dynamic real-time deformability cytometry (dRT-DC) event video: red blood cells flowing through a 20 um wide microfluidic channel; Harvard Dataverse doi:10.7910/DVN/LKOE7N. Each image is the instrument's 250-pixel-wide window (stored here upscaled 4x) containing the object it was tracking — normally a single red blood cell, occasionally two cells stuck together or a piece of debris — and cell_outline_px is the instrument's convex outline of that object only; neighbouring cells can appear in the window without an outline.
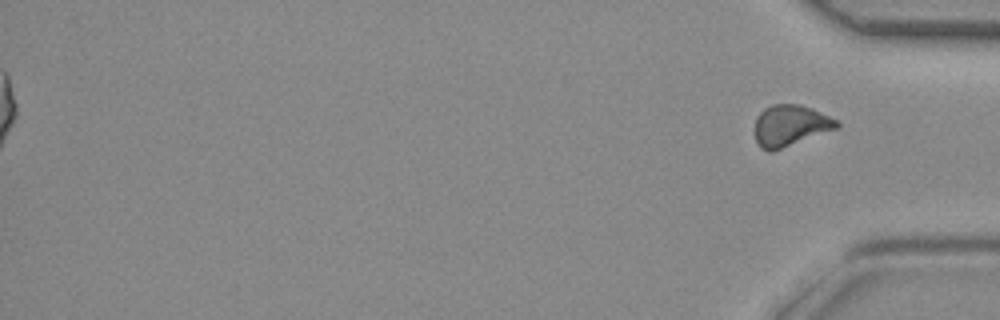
{"species": "common noctule bat (a hibernating species)", "species_latin": "Nyctalus noctula", "temperature_condition": "room temperature", "stored_images_in_passage": 40, "segment_of_instrument_passage": [2, 2], "camera_frame_rate_fps": 3000, "um_per_image_px": 0.085, "animal": {"sex": "female", "body_mass_g": 29.2, "forearm_length_mm": 56.3}, "frame": {"image": 1, "passage_image": 40, "time_ms": 13.0, "image_size_px": [1000, 320], "cell_outline_px": [[840, 124], [836, 128], [772, 152], [768, 152], [760, 148], [756, 140], [756, 116], [764, 108], [772, 104], [800, 104], [812, 108], [836, 120]], "centroid_in_image_um": [67.13, 10.67], "position_along_channel_um": 368.1, "area_um2": 19.48}}